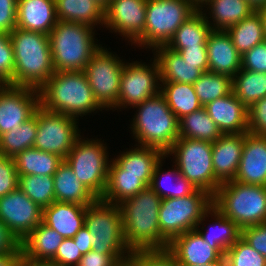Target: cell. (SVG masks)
<instances>
[{
    "label": "cell",
    "mask_w": 266,
    "mask_h": 266,
    "mask_svg": "<svg viewBox=\"0 0 266 266\" xmlns=\"http://www.w3.org/2000/svg\"><path fill=\"white\" fill-rule=\"evenodd\" d=\"M152 66V67H151ZM159 66L154 58L150 66L137 62L124 65L117 107L134 106L160 93ZM160 84V85H159Z\"/></svg>",
    "instance_id": "5bb4252c"
},
{
    "label": "cell",
    "mask_w": 266,
    "mask_h": 266,
    "mask_svg": "<svg viewBox=\"0 0 266 266\" xmlns=\"http://www.w3.org/2000/svg\"><path fill=\"white\" fill-rule=\"evenodd\" d=\"M248 132L266 136V97L248 108Z\"/></svg>",
    "instance_id": "7dc6e473"
},
{
    "label": "cell",
    "mask_w": 266,
    "mask_h": 266,
    "mask_svg": "<svg viewBox=\"0 0 266 266\" xmlns=\"http://www.w3.org/2000/svg\"><path fill=\"white\" fill-rule=\"evenodd\" d=\"M21 253L22 248L20 247L14 253L0 255V266H16Z\"/></svg>",
    "instance_id": "680465c9"
},
{
    "label": "cell",
    "mask_w": 266,
    "mask_h": 266,
    "mask_svg": "<svg viewBox=\"0 0 266 266\" xmlns=\"http://www.w3.org/2000/svg\"><path fill=\"white\" fill-rule=\"evenodd\" d=\"M226 32L230 35L233 45L241 56L265 41L262 20L257 11L229 27Z\"/></svg>",
    "instance_id": "d590c367"
},
{
    "label": "cell",
    "mask_w": 266,
    "mask_h": 266,
    "mask_svg": "<svg viewBox=\"0 0 266 266\" xmlns=\"http://www.w3.org/2000/svg\"><path fill=\"white\" fill-rule=\"evenodd\" d=\"M88 205L54 201L43 209L42 222L63 238H73L85 226Z\"/></svg>",
    "instance_id": "d4e9b609"
},
{
    "label": "cell",
    "mask_w": 266,
    "mask_h": 266,
    "mask_svg": "<svg viewBox=\"0 0 266 266\" xmlns=\"http://www.w3.org/2000/svg\"><path fill=\"white\" fill-rule=\"evenodd\" d=\"M57 21L54 0H17V28L49 35Z\"/></svg>",
    "instance_id": "cb8c5ba5"
},
{
    "label": "cell",
    "mask_w": 266,
    "mask_h": 266,
    "mask_svg": "<svg viewBox=\"0 0 266 266\" xmlns=\"http://www.w3.org/2000/svg\"><path fill=\"white\" fill-rule=\"evenodd\" d=\"M232 78L210 71L203 72L193 83L200 104H206L224 97L232 92Z\"/></svg>",
    "instance_id": "60d3db41"
},
{
    "label": "cell",
    "mask_w": 266,
    "mask_h": 266,
    "mask_svg": "<svg viewBox=\"0 0 266 266\" xmlns=\"http://www.w3.org/2000/svg\"><path fill=\"white\" fill-rule=\"evenodd\" d=\"M204 108L222 134L248 132V108L235 96L233 91L206 104Z\"/></svg>",
    "instance_id": "ffe728a7"
},
{
    "label": "cell",
    "mask_w": 266,
    "mask_h": 266,
    "mask_svg": "<svg viewBox=\"0 0 266 266\" xmlns=\"http://www.w3.org/2000/svg\"><path fill=\"white\" fill-rule=\"evenodd\" d=\"M9 36L15 63L12 86L39 90L55 73L49 35L16 27Z\"/></svg>",
    "instance_id": "7a4b0ae2"
},
{
    "label": "cell",
    "mask_w": 266,
    "mask_h": 266,
    "mask_svg": "<svg viewBox=\"0 0 266 266\" xmlns=\"http://www.w3.org/2000/svg\"><path fill=\"white\" fill-rule=\"evenodd\" d=\"M209 214L216 218L215 223L213 224L214 226L211 225L206 232H201L198 227L196 230L200 233L203 239L208 242L209 246L214 248L222 257H224L226 251L241 237V228L231 219L225 217L213 205L209 208Z\"/></svg>",
    "instance_id": "f546056e"
},
{
    "label": "cell",
    "mask_w": 266,
    "mask_h": 266,
    "mask_svg": "<svg viewBox=\"0 0 266 266\" xmlns=\"http://www.w3.org/2000/svg\"><path fill=\"white\" fill-rule=\"evenodd\" d=\"M82 256L74 239L64 238L51 261L57 266H77Z\"/></svg>",
    "instance_id": "c3c4849f"
},
{
    "label": "cell",
    "mask_w": 266,
    "mask_h": 266,
    "mask_svg": "<svg viewBox=\"0 0 266 266\" xmlns=\"http://www.w3.org/2000/svg\"><path fill=\"white\" fill-rule=\"evenodd\" d=\"M55 201L91 205L98 198L75 176L65 160L53 174Z\"/></svg>",
    "instance_id": "4316f807"
},
{
    "label": "cell",
    "mask_w": 266,
    "mask_h": 266,
    "mask_svg": "<svg viewBox=\"0 0 266 266\" xmlns=\"http://www.w3.org/2000/svg\"><path fill=\"white\" fill-rule=\"evenodd\" d=\"M241 69L266 73V41L254 46L242 55Z\"/></svg>",
    "instance_id": "681fc988"
},
{
    "label": "cell",
    "mask_w": 266,
    "mask_h": 266,
    "mask_svg": "<svg viewBox=\"0 0 266 266\" xmlns=\"http://www.w3.org/2000/svg\"><path fill=\"white\" fill-rule=\"evenodd\" d=\"M14 68V53L10 36L0 32V85H13Z\"/></svg>",
    "instance_id": "f6af8a7d"
},
{
    "label": "cell",
    "mask_w": 266,
    "mask_h": 266,
    "mask_svg": "<svg viewBox=\"0 0 266 266\" xmlns=\"http://www.w3.org/2000/svg\"><path fill=\"white\" fill-rule=\"evenodd\" d=\"M100 140H82L80 137L65 158L79 181L98 199L105 193L109 158L107 147Z\"/></svg>",
    "instance_id": "8fae6325"
},
{
    "label": "cell",
    "mask_w": 266,
    "mask_h": 266,
    "mask_svg": "<svg viewBox=\"0 0 266 266\" xmlns=\"http://www.w3.org/2000/svg\"><path fill=\"white\" fill-rule=\"evenodd\" d=\"M181 266H228L227 260L224 257L219 259L218 261L212 262L210 264H205V265H181Z\"/></svg>",
    "instance_id": "94428289"
},
{
    "label": "cell",
    "mask_w": 266,
    "mask_h": 266,
    "mask_svg": "<svg viewBox=\"0 0 266 266\" xmlns=\"http://www.w3.org/2000/svg\"><path fill=\"white\" fill-rule=\"evenodd\" d=\"M190 3L197 9V10H203L202 7H205V3L208 0H189ZM203 5V6H202ZM201 7V8H200Z\"/></svg>",
    "instance_id": "be15d7a7"
},
{
    "label": "cell",
    "mask_w": 266,
    "mask_h": 266,
    "mask_svg": "<svg viewBox=\"0 0 266 266\" xmlns=\"http://www.w3.org/2000/svg\"><path fill=\"white\" fill-rule=\"evenodd\" d=\"M161 200L149 186L119 204L125 243L131 251L168 249L159 227Z\"/></svg>",
    "instance_id": "6da1fadb"
},
{
    "label": "cell",
    "mask_w": 266,
    "mask_h": 266,
    "mask_svg": "<svg viewBox=\"0 0 266 266\" xmlns=\"http://www.w3.org/2000/svg\"><path fill=\"white\" fill-rule=\"evenodd\" d=\"M40 106L39 90L31 87L0 85V135L31 118Z\"/></svg>",
    "instance_id": "9a60e30c"
},
{
    "label": "cell",
    "mask_w": 266,
    "mask_h": 266,
    "mask_svg": "<svg viewBox=\"0 0 266 266\" xmlns=\"http://www.w3.org/2000/svg\"><path fill=\"white\" fill-rule=\"evenodd\" d=\"M179 52L185 62L197 64L203 72L208 71L207 47L170 48Z\"/></svg>",
    "instance_id": "f5cc1de1"
},
{
    "label": "cell",
    "mask_w": 266,
    "mask_h": 266,
    "mask_svg": "<svg viewBox=\"0 0 266 266\" xmlns=\"http://www.w3.org/2000/svg\"><path fill=\"white\" fill-rule=\"evenodd\" d=\"M39 93L44 109L75 119L95 110L102 111L83 71H56Z\"/></svg>",
    "instance_id": "3957f363"
},
{
    "label": "cell",
    "mask_w": 266,
    "mask_h": 266,
    "mask_svg": "<svg viewBox=\"0 0 266 266\" xmlns=\"http://www.w3.org/2000/svg\"><path fill=\"white\" fill-rule=\"evenodd\" d=\"M225 258L228 266H266V258L241 237L226 251Z\"/></svg>",
    "instance_id": "7bdbcfd3"
},
{
    "label": "cell",
    "mask_w": 266,
    "mask_h": 266,
    "mask_svg": "<svg viewBox=\"0 0 266 266\" xmlns=\"http://www.w3.org/2000/svg\"><path fill=\"white\" fill-rule=\"evenodd\" d=\"M146 187L148 186L141 180V175L108 174L106 190L101 200L106 203L119 205Z\"/></svg>",
    "instance_id": "ab89813d"
},
{
    "label": "cell",
    "mask_w": 266,
    "mask_h": 266,
    "mask_svg": "<svg viewBox=\"0 0 266 266\" xmlns=\"http://www.w3.org/2000/svg\"><path fill=\"white\" fill-rule=\"evenodd\" d=\"M241 238L266 258V223L241 229Z\"/></svg>",
    "instance_id": "f907efd6"
},
{
    "label": "cell",
    "mask_w": 266,
    "mask_h": 266,
    "mask_svg": "<svg viewBox=\"0 0 266 266\" xmlns=\"http://www.w3.org/2000/svg\"><path fill=\"white\" fill-rule=\"evenodd\" d=\"M234 181L266 186V136L244 133L241 160Z\"/></svg>",
    "instance_id": "ac0fdd59"
},
{
    "label": "cell",
    "mask_w": 266,
    "mask_h": 266,
    "mask_svg": "<svg viewBox=\"0 0 266 266\" xmlns=\"http://www.w3.org/2000/svg\"><path fill=\"white\" fill-rule=\"evenodd\" d=\"M161 161L162 160H160L157 163V166L155 167L152 180H151V184H150V187L155 191V193L161 199L185 197V196H188L194 193L197 190V188L191 182H189L184 176L181 175L177 167L175 169L169 170L165 174L163 172L162 173L163 175H162L161 174L162 168H160L162 166ZM171 177H175V178L177 177L176 180H174V182L176 181L177 182L174 184L168 183V179L170 181ZM166 180H167L168 185L165 182Z\"/></svg>",
    "instance_id": "f35d334b"
},
{
    "label": "cell",
    "mask_w": 266,
    "mask_h": 266,
    "mask_svg": "<svg viewBox=\"0 0 266 266\" xmlns=\"http://www.w3.org/2000/svg\"><path fill=\"white\" fill-rule=\"evenodd\" d=\"M18 188L42 209L48 207L55 201L53 176H19Z\"/></svg>",
    "instance_id": "b9f144b4"
},
{
    "label": "cell",
    "mask_w": 266,
    "mask_h": 266,
    "mask_svg": "<svg viewBox=\"0 0 266 266\" xmlns=\"http://www.w3.org/2000/svg\"><path fill=\"white\" fill-rule=\"evenodd\" d=\"M60 21L76 22L91 27L104 25V8L95 0H54Z\"/></svg>",
    "instance_id": "f1b7e54d"
},
{
    "label": "cell",
    "mask_w": 266,
    "mask_h": 266,
    "mask_svg": "<svg viewBox=\"0 0 266 266\" xmlns=\"http://www.w3.org/2000/svg\"><path fill=\"white\" fill-rule=\"evenodd\" d=\"M101 47L84 69L95 100L102 108H117L120 79L125 63Z\"/></svg>",
    "instance_id": "4fadbf2b"
},
{
    "label": "cell",
    "mask_w": 266,
    "mask_h": 266,
    "mask_svg": "<svg viewBox=\"0 0 266 266\" xmlns=\"http://www.w3.org/2000/svg\"><path fill=\"white\" fill-rule=\"evenodd\" d=\"M244 133L223 134L212 143V164L222 184L234 180L241 160Z\"/></svg>",
    "instance_id": "7402d4cb"
},
{
    "label": "cell",
    "mask_w": 266,
    "mask_h": 266,
    "mask_svg": "<svg viewBox=\"0 0 266 266\" xmlns=\"http://www.w3.org/2000/svg\"><path fill=\"white\" fill-rule=\"evenodd\" d=\"M16 266H55L52 261L35 260L21 253Z\"/></svg>",
    "instance_id": "6f0895ef"
},
{
    "label": "cell",
    "mask_w": 266,
    "mask_h": 266,
    "mask_svg": "<svg viewBox=\"0 0 266 266\" xmlns=\"http://www.w3.org/2000/svg\"><path fill=\"white\" fill-rule=\"evenodd\" d=\"M161 84L160 93L165 97L169 108L178 120L203 107L193 84L177 82H162Z\"/></svg>",
    "instance_id": "836d02e7"
},
{
    "label": "cell",
    "mask_w": 266,
    "mask_h": 266,
    "mask_svg": "<svg viewBox=\"0 0 266 266\" xmlns=\"http://www.w3.org/2000/svg\"><path fill=\"white\" fill-rule=\"evenodd\" d=\"M94 28L58 20L49 33L54 70L84 71L91 57L102 47L94 43Z\"/></svg>",
    "instance_id": "277c9868"
},
{
    "label": "cell",
    "mask_w": 266,
    "mask_h": 266,
    "mask_svg": "<svg viewBox=\"0 0 266 266\" xmlns=\"http://www.w3.org/2000/svg\"><path fill=\"white\" fill-rule=\"evenodd\" d=\"M21 247V242L0 220V255L14 253Z\"/></svg>",
    "instance_id": "db71d44e"
},
{
    "label": "cell",
    "mask_w": 266,
    "mask_h": 266,
    "mask_svg": "<svg viewBox=\"0 0 266 266\" xmlns=\"http://www.w3.org/2000/svg\"><path fill=\"white\" fill-rule=\"evenodd\" d=\"M212 17L214 25L210 24L212 30H224L241 20L250 16L255 8L247 0H208L206 3Z\"/></svg>",
    "instance_id": "1f68e13d"
},
{
    "label": "cell",
    "mask_w": 266,
    "mask_h": 266,
    "mask_svg": "<svg viewBox=\"0 0 266 266\" xmlns=\"http://www.w3.org/2000/svg\"><path fill=\"white\" fill-rule=\"evenodd\" d=\"M256 11L259 13V15L261 17L262 24H263L264 37H265V41H266V5L256 9Z\"/></svg>",
    "instance_id": "91938a15"
},
{
    "label": "cell",
    "mask_w": 266,
    "mask_h": 266,
    "mask_svg": "<svg viewBox=\"0 0 266 266\" xmlns=\"http://www.w3.org/2000/svg\"><path fill=\"white\" fill-rule=\"evenodd\" d=\"M43 209L17 188L0 198V220L22 242L41 222Z\"/></svg>",
    "instance_id": "2e32d148"
},
{
    "label": "cell",
    "mask_w": 266,
    "mask_h": 266,
    "mask_svg": "<svg viewBox=\"0 0 266 266\" xmlns=\"http://www.w3.org/2000/svg\"><path fill=\"white\" fill-rule=\"evenodd\" d=\"M17 27V0H0V32L10 34Z\"/></svg>",
    "instance_id": "816d5d0a"
},
{
    "label": "cell",
    "mask_w": 266,
    "mask_h": 266,
    "mask_svg": "<svg viewBox=\"0 0 266 266\" xmlns=\"http://www.w3.org/2000/svg\"><path fill=\"white\" fill-rule=\"evenodd\" d=\"M156 61L159 66V82H177L193 84L203 73L197 64L185 62L179 52L166 45L154 48Z\"/></svg>",
    "instance_id": "484cf974"
},
{
    "label": "cell",
    "mask_w": 266,
    "mask_h": 266,
    "mask_svg": "<svg viewBox=\"0 0 266 266\" xmlns=\"http://www.w3.org/2000/svg\"><path fill=\"white\" fill-rule=\"evenodd\" d=\"M130 257L137 266H181L168 249L134 250Z\"/></svg>",
    "instance_id": "ee69618b"
},
{
    "label": "cell",
    "mask_w": 266,
    "mask_h": 266,
    "mask_svg": "<svg viewBox=\"0 0 266 266\" xmlns=\"http://www.w3.org/2000/svg\"><path fill=\"white\" fill-rule=\"evenodd\" d=\"M212 195L197 189L180 198H165L159 207L161 236L170 243L175 237L199 227L209 214Z\"/></svg>",
    "instance_id": "ba28073f"
},
{
    "label": "cell",
    "mask_w": 266,
    "mask_h": 266,
    "mask_svg": "<svg viewBox=\"0 0 266 266\" xmlns=\"http://www.w3.org/2000/svg\"><path fill=\"white\" fill-rule=\"evenodd\" d=\"M95 1L105 9L108 6L110 0H95Z\"/></svg>",
    "instance_id": "03108f58"
},
{
    "label": "cell",
    "mask_w": 266,
    "mask_h": 266,
    "mask_svg": "<svg viewBox=\"0 0 266 266\" xmlns=\"http://www.w3.org/2000/svg\"><path fill=\"white\" fill-rule=\"evenodd\" d=\"M134 107L138 113L133 118L131 131L138 146L158 148L166 154L179 138V120L165 97L159 93Z\"/></svg>",
    "instance_id": "5b68a950"
},
{
    "label": "cell",
    "mask_w": 266,
    "mask_h": 266,
    "mask_svg": "<svg viewBox=\"0 0 266 266\" xmlns=\"http://www.w3.org/2000/svg\"><path fill=\"white\" fill-rule=\"evenodd\" d=\"M212 205L241 229L266 223V186L234 180L222 183Z\"/></svg>",
    "instance_id": "8992f818"
},
{
    "label": "cell",
    "mask_w": 266,
    "mask_h": 266,
    "mask_svg": "<svg viewBox=\"0 0 266 266\" xmlns=\"http://www.w3.org/2000/svg\"><path fill=\"white\" fill-rule=\"evenodd\" d=\"M115 266H137V263L131 257H128L118 262Z\"/></svg>",
    "instance_id": "6125c7cd"
},
{
    "label": "cell",
    "mask_w": 266,
    "mask_h": 266,
    "mask_svg": "<svg viewBox=\"0 0 266 266\" xmlns=\"http://www.w3.org/2000/svg\"><path fill=\"white\" fill-rule=\"evenodd\" d=\"M197 9L189 0H147L144 33L133 43L148 48L167 45Z\"/></svg>",
    "instance_id": "9c48e42d"
},
{
    "label": "cell",
    "mask_w": 266,
    "mask_h": 266,
    "mask_svg": "<svg viewBox=\"0 0 266 266\" xmlns=\"http://www.w3.org/2000/svg\"><path fill=\"white\" fill-rule=\"evenodd\" d=\"M175 155V164L182 176L197 189L212 196L221 183L216 179L212 164V142L179 137L166 155Z\"/></svg>",
    "instance_id": "30bf717a"
},
{
    "label": "cell",
    "mask_w": 266,
    "mask_h": 266,
    "mask_svg": "<svg viewBox=\"0 0 266 266\" xmlns=\"http://www.w3.org/2000/svg\"><path fill=\"white\" fill-rule=\"evenodd\" d=\"M37 116L34 114L19 128L0 135V155L14 158L27 148H32L37 134Z\"/></svg>",
    "instance_id": "8d00e7d4"
},
{
    "label": "cell",
    "mask_w": 266,
    "mask_h": 266,
    "mask_svg": "<svg viewBox=\"0 0 266 266\" xmlns=\"http://www.w3.org/2000/svg\"><path fill=\"white\" fill-rule=\"evenodd\" d=\"M18 176L25 175H48L53 176L63 159L55 154L27 148L18 153L14 158Z\"/></svg>",
    "instance_id": "d6a6232c"
},
{
    "label": "cell",
    "mask_w": 266,
    "mask_h": 266,
    "mask_svg": "<svg viewBox=\"0 0 266 266\" xmlns=\"http://www.w3.org/2000/svg\"><path fill=\"white\" fill-rule=\"evenodd\" d=\"M85 227L93 235L91 242L94 251L110 254L117 262L130 257L132 251L125 243L119 205L97 199L86 207Z\"/></svg>",
    "instance_id": "52a82bcc"
},
{
    "label": "cell",
    "mask_w": 266,
    "mask_h": 266,
    "mask_svg": "<svg viewBox=\"0 0 266 266\" xmlns=\"http://www.w3.org/2000/svg\"><path fill=\"white\" fill-rule=\"evenodd\" d=\"M37 134L34 148L60 156L67 157L75 141L81 137L78 134L77 121L70 116L44 109L41 105L36 109Z\"/></svg>",
    "instance_id": "7c38bea8"
},
{
    "label": "cell",
    "mask_w": 266,
    "mask_h": 266,
    "mask_svg": "<svg viewBox=\"0 0 266 266\" xmlns=\"http://www.w3.org/2000/svg\"><path fill=\"white\" fill-rule=\"evenodd\" d=\"M255 10L266 5V0H247Z\"/></svg>",
    "instance_id": "e7e4bbea"
},
{
    "label": "cell",
    "mask_w": 266,
    "mask_h": 266,
    "mask_svg": "<svg viewBox=\"0 0 266 266\" xmlns=\"http://www.w3.org/2000/svg\"><path fill=\"white\" fill-rule=\"evenodd\" d=\"M63 237L41 222L21 242L22 253L35 260L51 261Z\"/></svg>",
    "instance_id": "83f0119b"
},
{
    "label": "cell",
    "mask_w": 266,
    "mask_h": 266,
    "mask_svg": "<svg viewBox=\"0 0 266 266\" xmlns=\"http://www.w3.org/2000/svg\"><path fill=\"white\" fill-rule=\"evenodd\" d=\"M232 84L233 93L247 108L266 97V73L240 69Z\"/></svg>",
    "instance_id": "74e56055"
},
{
    "label": "cell",
    "mask_w": 266,
    "mask_h": 266,
    "mask_svg": "<svg viewBox=\"0 0 266 266\" xmlns=\"http://www.w3.org/2000/svg\"><path fill=\"white\" fill-rule=\"evenodd\" d=\"M180 265H205L222 256L194 229L175 237L168 246Z\"/></svg>",
    "instance_id": "603a6c76"
},
{
    "label": "cell",
    "mask_w": 266,
    "mask_h": 266,
    "mask_svg": "<svg viewBox=\"0 0 266 266\" xmlns=\"http://www.w3.org/2000/svg\"><path fill=\"white\" fill-rule=\"evenodd\" d=\"M118 262L110 255L93 249L82 256L77 266H115Z\"/></svg>",
    "instance_id": "11a10c76"
},
{
    "label": "cell",
    "mask_w": 266,
    "mask_h": 266,
    "mask_svg": "<svg viewBox=\"0 0 266 266\" xmlns=\"http://www.w3.org/2000/svg\"><path fill=\"white\" fill-rule=\"evenodd\" d=\"M165 157L167 155L158 148L136 147L113 159L108 174L141 175V180L149 187L157 163Z\"/></svg>",
    "instance_id": "d6986e66"
},
{
    "label": "cell",
    "mask_w": 266,
    "mask_h": 266,
    "mask_svg": "<svg viewBox=\"0 0 266 266\" xmlns=\"http://www.w3.org/2000/svg\"><path fill=\"white\" fill-rule=\"evenodd\" d=\"M202 10H197L176 30L168 48L206 47L209 33L212 31L209 18Z\"/></svg>",
    "instance_id": "4dcf8cb0"
},
{
    "label": "cell",
    "mask_w": 266,
    "mask_h": 266,
    "mask_svg": "<svg viewBox=\"0 0 266 266\" xmlns=\"http://www.w3.org/2000/svg\"><path fill=\"white\" fill-rule=\"evenodd\" d=\"M222 135L204 107L179 119V137L213 143Z\"/></svg>",
    "instance_id": "e575fe53"
},
{
    "label": "cell",
    "mask_w": 266,
    "mask_h": 266,
    "mask_svg": "<svg viewBox=\"0 0 266 266\" xmlns=\"http://www.w3.org/2000/svg\"><path fill=\"white\" fill-rule=\"evenodd\" d=\"M208 71L233 78L241 69V54L224 30H212L206 42Z\"/></svg>",
    "instance_id": "44dd1931"
},
{
    "label": "cell",
    "mask_w": 266,
    "mask_h": 266,
    "mask_svg": "<svg viewBox=\"0 0 266 266\" xmlns=\"http://www.w3.org/2000/svg\"><path fill=\"white\" fill-rule=\"evenodd\" d=\"M147 0H110L104 9V25L134 43L143 33Z\"/></svg>",
    "instance_id": "e0dca14e"
},
{
    "label": "cell",
    "mask_w": 266,
    "mask_h": 266,
    "mask_svg": "<svg viewBox=\"0 0 266 266\" xmlns=\"http://www.w3.org/2000/svg\"><path fill=\"white\" fill-rule=\"evenodd\" d=\"M19 176L13 158L0 155V198L18 188Z\"/></svg>",
    "instance_id": "bcb514c9"
},
{
    "label": "cell",
    "mask_w": 266,
    "mask_h": 266,
    "mask_svg": "<svg viewBox=\"0 0 266 266\" xmlns=\"http://www.w3.org/2000/svg\"><path fill=\"white\" fill-rule=\"evenodd\" d=\"M92 237L93 235L89 233L85 226L82 227L73 237L74 242L77 244L82 255L92 250Z\"/></svg>",
    "instance_id": "9f6ffc18"
}]
</instances>
